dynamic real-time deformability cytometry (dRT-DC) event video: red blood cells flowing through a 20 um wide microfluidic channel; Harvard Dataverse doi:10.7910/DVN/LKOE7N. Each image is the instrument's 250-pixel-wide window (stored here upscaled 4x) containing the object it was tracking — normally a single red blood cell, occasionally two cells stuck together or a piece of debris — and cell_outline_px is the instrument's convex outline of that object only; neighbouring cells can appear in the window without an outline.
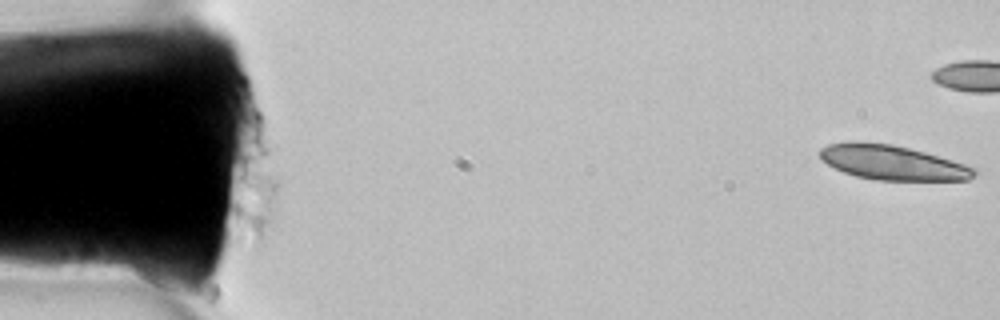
{"species": "common noctule bat (a hibernating species)", "species_latin": "Nyctalus noctula", "temperature_condition": "room temperature", "stored_images_in_passage": 9, "camera_frame_rate_fps": 3000, "um_per_image_px": 0.085, "animal": {"sex": "female", "body_mass_g": 22.7, "forearm_length_mm": 54.2}, "frame": {"image": 1, "passage_image": 1, "time_ms": 0.0, "image_size_px": [1000, 320], "cell_outline_px": [[980, 172], [976, 176], [968, 180], [872, 180], [856, 176], [844, 172], [820, 160], [820, 148], [828, 144], [848, 140], [856, 140], [892, 144], [924, 152], [952, 160], [976, 168]], "centroid_in_image_um": [75.84, 13.81], "position_along_channel_um": 9.2, "area_um2": 31.5}}